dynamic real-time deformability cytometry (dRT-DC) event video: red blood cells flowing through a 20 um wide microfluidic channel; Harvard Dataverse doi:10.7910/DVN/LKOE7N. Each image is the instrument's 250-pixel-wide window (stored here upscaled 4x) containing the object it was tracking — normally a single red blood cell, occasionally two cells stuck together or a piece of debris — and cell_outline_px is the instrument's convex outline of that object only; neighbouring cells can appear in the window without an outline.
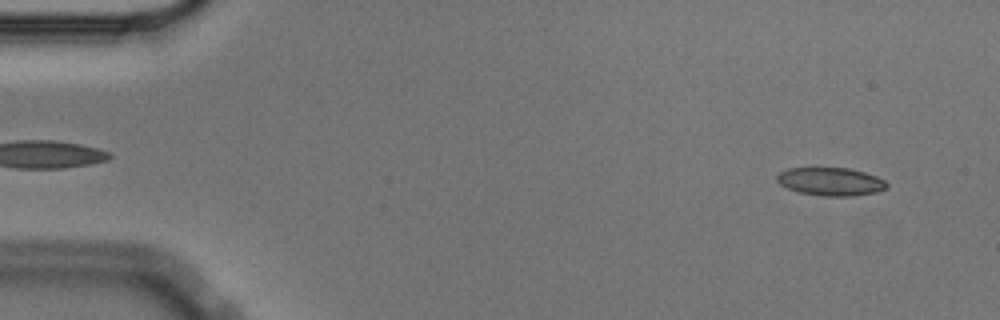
{"species": "Egyptian fruit bat (a non-hibernating species)", "species_latin": "Rousettus aegyptiacus", "temperature_condition": "cold", "stored_images_in_passage": 56, "camera_frame_rate_fps": 3000, "um_per_image_px": 0.085, "animal": {"sex": "male"}, "frame": {"image": 1, "passage_image": 4, "time_ms": 1.0, "image_size_px": [1000, 320], "cell_outline_px": [[888, 188], [876, 192], [852, 196], [824, 196], [800, 192], [788, 188], [780, 184], [776, 180], [776, 176], [780, 172], [788, 168], [848, 168], [864, 172], [876, 176], [884, 180], [888, 184]], "centroid_in_image_um": [70.62, 15.43], "position_along_channel_um": 14.4, "area_um2": 17.92}}
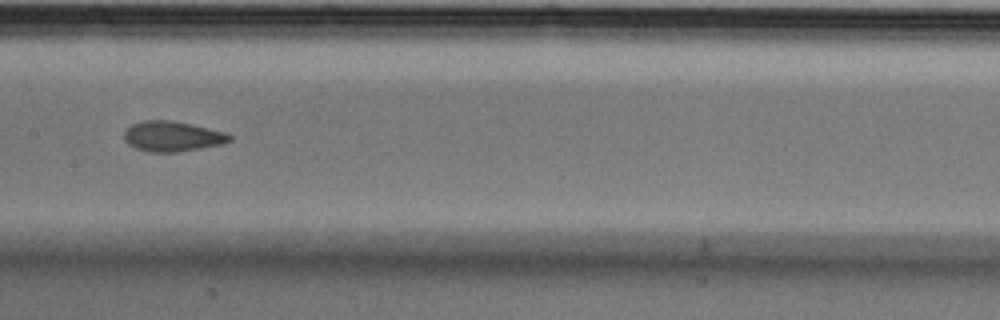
{"frame": {"image": 2, "passage_image": 28, "time_ms": 9.0, "image_size_px": [1000, 320], "cell_outline_px": [[232, 140], [220, 144], [200, 148], [176, 152], [148, 152], [136, 148], [128, 144], [124, 140], [124, 132], [132, 124], [144, 120], [172, 120], [192, 124], [224, 132], [232, 136]], "centroid_in_image_um": [14.62, 11.58], "position_along_channel_um": 192.8, "area_um2": 18.5}}
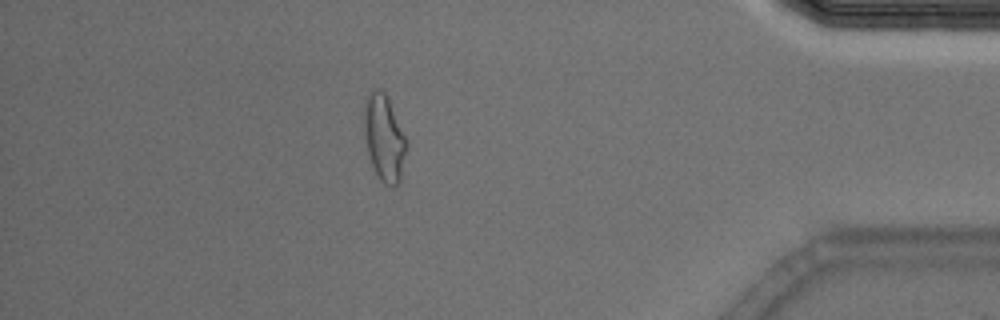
{"frame": {"image": 3, "passage_image": 49, "time_ms": 16.0, "image_size_px": [1000, 320], "cell_outline_px": [[408, 148], [400, 184], [392, 188], [384, 184], [380, 180], [372, 164], [368, 152], [364, 136], [364, 100], [372, 88], [380, 88], [388, 96], [404, 136]], "centroid_in_image_um": [32.66, 11.74], "position_along_channel_um": 402.5, "area_um2": 21.68}, "authors_computed_cell_mechanics": {"area_um2": 18.6116, "velocity_mm_per_s": 3.5666, "shape_relaxation_time_tau1_ms": 6.6947, "shape_relaxation_time_tau2_ms": 1.6957, "deformation_change_tau1": 0.1619, "deformation_change_tau2": 0.0598}}